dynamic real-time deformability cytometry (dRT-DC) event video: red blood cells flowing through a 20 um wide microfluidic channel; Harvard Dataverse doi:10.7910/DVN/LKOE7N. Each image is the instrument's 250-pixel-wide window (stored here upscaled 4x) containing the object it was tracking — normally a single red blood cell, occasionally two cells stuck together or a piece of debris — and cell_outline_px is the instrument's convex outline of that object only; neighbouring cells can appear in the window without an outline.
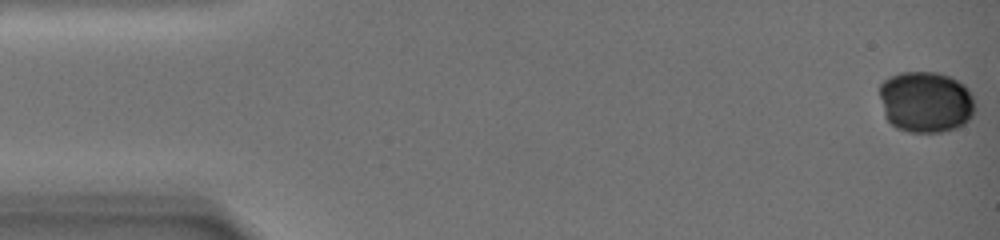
{"species": "common noctule bat (a hibernating species)", "species_latin": "Nyctalus noctula", "temperature_condition": "warm", "stored_images_in_passage": 64, "camera_frame_rate_fps": 3000, "um_per_image_px": 0.085, "animal": {"sex": "female", "body_mass_g": 19.0, "forearm_length_mm": 51.5}, "frame": {"image": 1, "passage_image": 1, "time_ms": 0.0, "image_size_px": [1000, 240], "cell_outline_px": [[976, 108], [972, 116], [964, 124], [956, 128], [940, 132], [908, 132], [896, 128], [884, 116], [880, 96], [880, 84], [884, 80], [900, 72], [936, 72], [952, 76], [964, 84], [968, 88], [972, 96]], "centroid_in_image_um": [78.7, 8.66], "position_along_channel_um": 6.3, "area_um2": 34.45}}
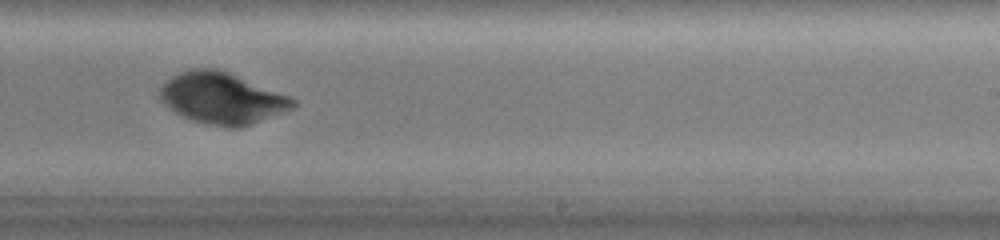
{"frame": {"image": 2, "passage_image": 46, "time_ms": 14.333, "image_size_px": [1000, 240], "cell_outline_px": [[296, 104], [292, 108], [248, 124], [236, 128], [228, 128], [204, 124], [192, 120], [176, 112], [160, 100], [160, 88], [172, 76], [180, 72], [196, 68], [216, 68], [228, 72], [288, 96], [296, 100]], "centroid_in_image_um": [18.83, 8.34], "position_along_channel_um": 270.2, "area_um2": 38.9}}
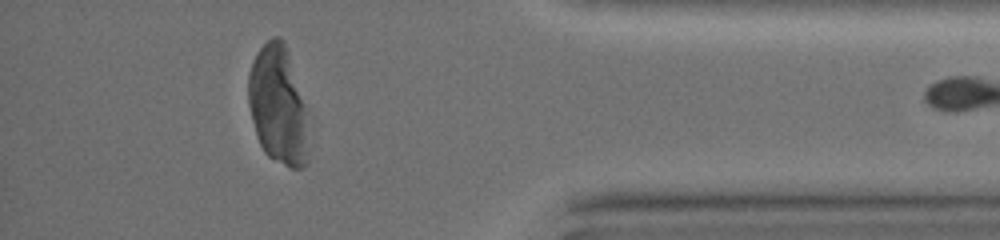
{"frame": {"image": 3, "passage_image": 63, "time_ms": 20.0, "image_size_px": [1000, 240], "cell_outline_px": [[308, 160], [300, 168], [292, 168], [268, 156], [264, 152], [256, 136], [248, 104], [248, 76], [252, 64], [260, 48], [272, 36], [280, 36], [284, 40], [300, 100], [308, 152]], "centroid_in_image_um": [23.54, 8.96], "position_along_channel_um": 411.7, "area_um2": 39.54}}